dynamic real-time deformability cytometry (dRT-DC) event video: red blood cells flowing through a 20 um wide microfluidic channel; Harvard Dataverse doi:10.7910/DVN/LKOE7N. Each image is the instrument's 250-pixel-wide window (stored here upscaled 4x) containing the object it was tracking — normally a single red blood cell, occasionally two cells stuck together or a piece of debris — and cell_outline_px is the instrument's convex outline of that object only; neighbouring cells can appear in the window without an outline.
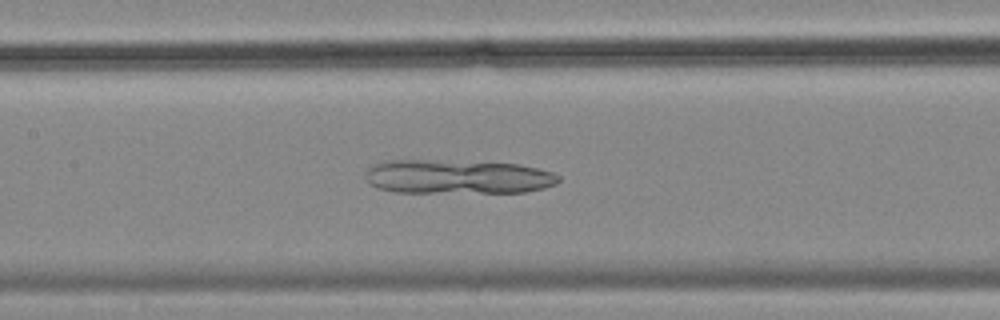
{"species": "common noctule bat (a hibernating species)", "species_latin": "Nyctalus noctula", "temperature_condition": "cold", "stored_images_in_passage": 56, "camera_frame_rate_fps": 3000, "um_per_image_px": 0.085, "animal": {"sex": "female", "body_mass_g": 18.4}, "frame": {"image": 1, "passage_image": 26, "time_ms": 8.333, "image_size_px": [1000, 320], "cell_outline_px": [[560, 180], [556, 184], [544, 188], [524, 192], [396, 192], [376, 188], [364, 176], [368, 168], [372, 164], [388, 160], [432, 160], [516, 164], [536, 168], [552, 172], [560, 176]], "centroid_in_image_um": [38.86, 15.03], "position_along_channel_um": 168.5, "area_um2": 38.26}}
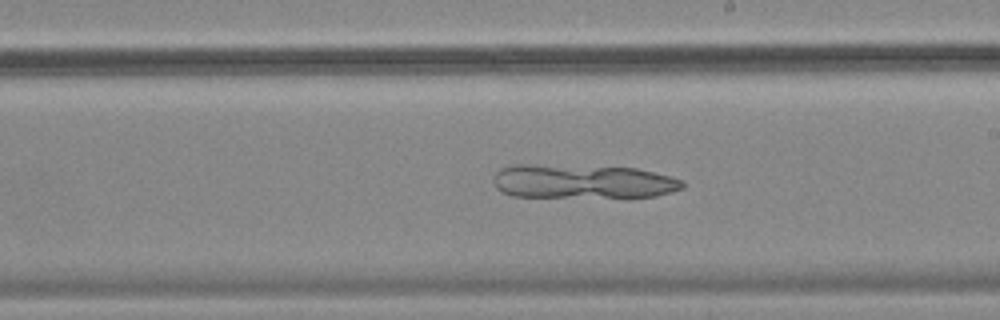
{"frame": {"image": 2, "passage_image": 32, "time_ms": 10.333, "image_size_px": [1000, 320], "cell_outline_px": [[684, 188], [672, 192], [656, 196], [628, 200], [512, 196], [500, 192], [492, 184], [492, 180], [496, 172], [500, 168], [512, 164], [528, 164], [636, 168], [672, 176], [684, 180]], "centroid_in_image_um": [49.56, 15.48], "position_along_channel_um": 239.4, "area_um2": 39.54}}
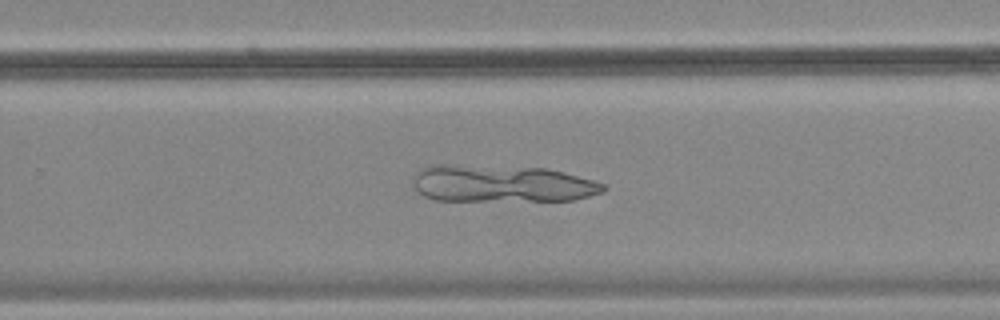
{"frame": {"image": 3, "passage_image": 36, "time_ms": 11.667, "image_size_px": [1000, 320], "cell_outline_px": [[608, 188], [604, 192], [576, 200], [432, 200], [424, 196], [416, 188], [412, 180], [416, 172], [428, 164], [444, 164], [544, 168], [564, 172], [592, 180], [604, 184]], "centroid_in_image_um": [42.64, 15.6], "position_along_channel_um": 287.2, "area_um2": 41.21}}